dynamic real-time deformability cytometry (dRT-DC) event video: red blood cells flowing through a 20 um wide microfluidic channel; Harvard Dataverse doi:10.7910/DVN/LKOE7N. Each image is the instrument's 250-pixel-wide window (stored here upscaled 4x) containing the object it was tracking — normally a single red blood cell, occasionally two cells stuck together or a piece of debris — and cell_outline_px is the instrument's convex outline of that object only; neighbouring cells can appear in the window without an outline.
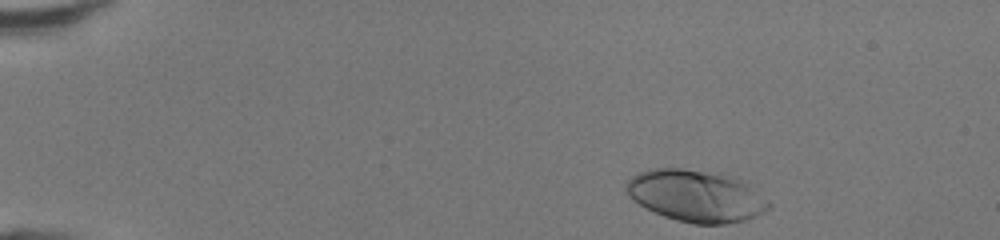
{"species": "human", "species_latin": "Homo sapiens", "temperature_condition": "room temperature", "stored_images_in_passage": 37, "camera_frame_rate_fps": 3000, "um_per_image_px": 0.085, "donor": {"sex": "female"}, "frame": {"image": 1, "passage_image": 1, "time_ms": 0.0, "image_size_px": [1000, 240], "cell_outline_px": [[772, 208], [764, 212], [744, 220], [724, 224], [692, 224], [676, 220], [664, 216], [632, 200], [628, 196], [624, 188], [624, 180], [648, 168], [680, 168], [724, 172], [736, 176], [748, 184], [772, 204]], "centroid_in_image_um": [59.15, 16.62], "position_along_channel_um": 25.8, "area_um2": 43.75}}
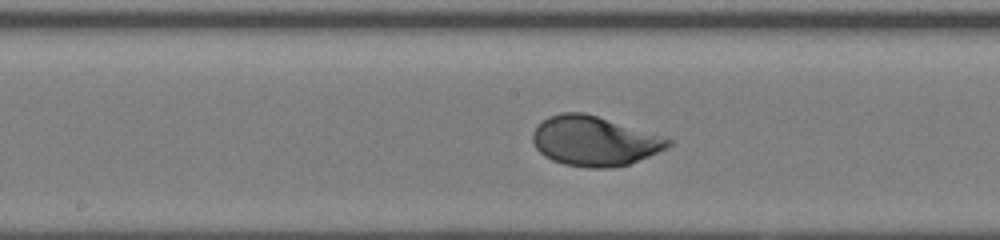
{"frame": {"image": 2, "passage_image": 20, "time_ms": 6.333, "image_size_px": [1000, 240], "cell_outline_px": [[672, 144], [668, 148], [628, 164], [608, 168], [588, 168], [564, 164], [552, 160], [544, 156], [536, 148], [532, 140], [532, 132], [536, 124], [548, 116], [560, 112], [584, 112], [660, 136], [672, 140]], "centroid_in_image_um": [50.45, 11.99], "position_along_channel_um": 197.8, "area_um2": 39.02}}
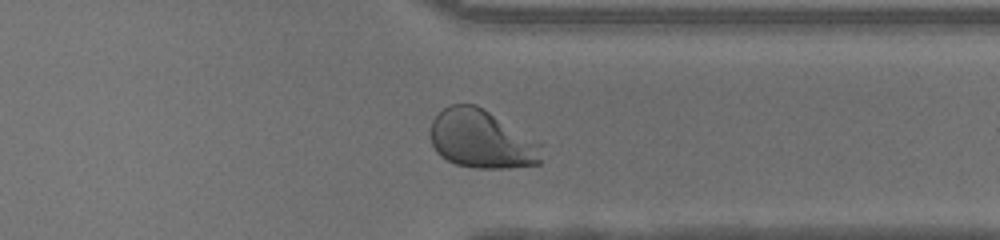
{"frame": {"image": 3, "passage_image": 32, "time_ms": 10.333, "image_size_px": [1000, 240], "cell_outline_px": [[544, 144], [540, 164], [508, 168], [476, 168], [456, 164], [440, 156], [436, 152], [432, 144], [428, 132], [432, 120], [448, 104], [476, 104]], "centroid_in_image_um": [40.94, 11.84], "position_along_channel_um": 370.5, "area_um2": 38.32}, "authors_computed_cell_mechanics": {"area_um2": 38.5526, "velocity_mm_per_s": 4.3258, "shape_relaxation_time_tau1_ms": 2.531, "shape_relaxation_time_tau2_ms": null, "deformation_change_tau1": 0.19, "deformation_change_tau2": null}}